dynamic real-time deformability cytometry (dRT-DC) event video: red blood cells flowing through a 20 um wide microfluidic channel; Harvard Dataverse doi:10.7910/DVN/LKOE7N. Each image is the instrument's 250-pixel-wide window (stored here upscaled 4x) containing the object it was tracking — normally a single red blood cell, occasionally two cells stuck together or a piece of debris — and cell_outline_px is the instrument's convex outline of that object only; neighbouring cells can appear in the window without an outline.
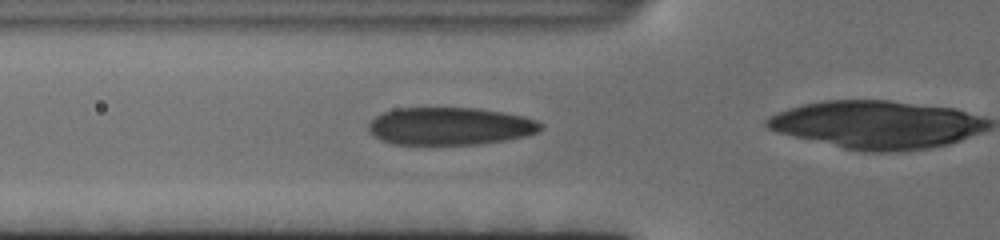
{"species": "human", "species_latin": "Homo sapiens", "temperature_condition": "cold", "stored_images_in_passage": 61, "camera_frame_rate_fps": 3000, "um_per_image_px": 0.085, "donor": {"sex": "female"}, "frame": {"image": 1, "passage_image": 35, "time_ms": 11.333, "image_size_px": [1000, 240], "cell_outline_px": [[544, 128], [540, 132], [524, 136], [504, 140], [480, 144], [392, 144], [380, 140], [368, 132], [368, 124], [376, 116], [384, 112], [396, 108], [476, 108], [504, 112], [524, 116], [536, 120], [544, 124]], "centroid_in_image_um": [38.27, 10.72], "position_along_channel_um": 87.5, "area_um2": 37.97}}
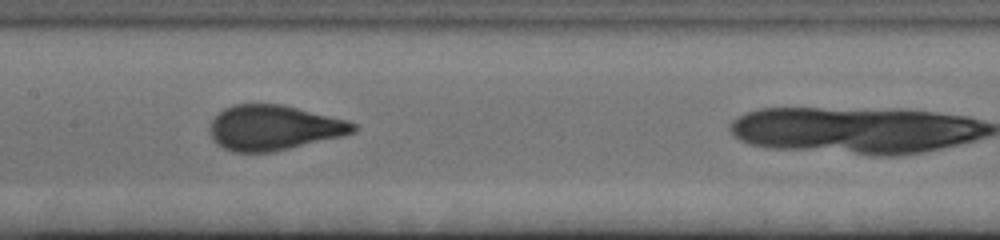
{"frame": {"image": 2, "passage_image": 53, "time_ms": 17.333, "image_size_px": [1000, 240], "cell_outline_px": [[360, 128], [356, 132], [340, 136], [272, 152], [232, 152], [216, 144], [212, 140], [208, 128], [212, 120], [224, 108], [232, 104], [284, 104], [348, 120], [356, 124]], "centroid_in_image_um": [23.26, 10.84], "position_along_channel_um": 184.1, "area_um2": 37.86}}
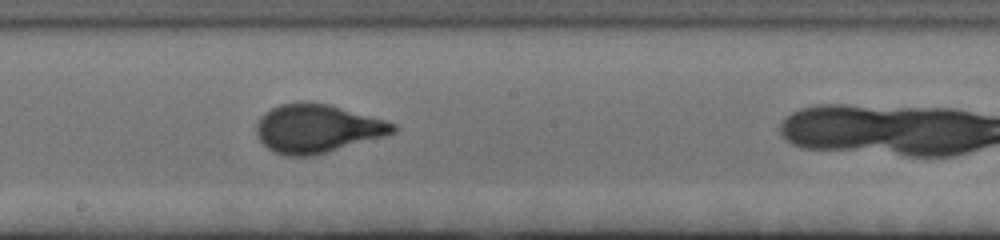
{"frame": {"image": 3, "passage_image": 60, "time_ms": 19.667, "image_size_px": [1000, 240], "cell_outline_px": [[400, 128], [396, 132], [384, 136], [312, 156], [284, 156], [268, 148], [260, 140], [256, 132], [256, 124], [260, 116], [264, 112], [280, 104], [304, 100], [328, 104], [384, 120], [396, 124]], "centroid_in_image_um": [26.94, 10.91], "position_along_channel_um": 221.3, "area_um2": 38.55}}